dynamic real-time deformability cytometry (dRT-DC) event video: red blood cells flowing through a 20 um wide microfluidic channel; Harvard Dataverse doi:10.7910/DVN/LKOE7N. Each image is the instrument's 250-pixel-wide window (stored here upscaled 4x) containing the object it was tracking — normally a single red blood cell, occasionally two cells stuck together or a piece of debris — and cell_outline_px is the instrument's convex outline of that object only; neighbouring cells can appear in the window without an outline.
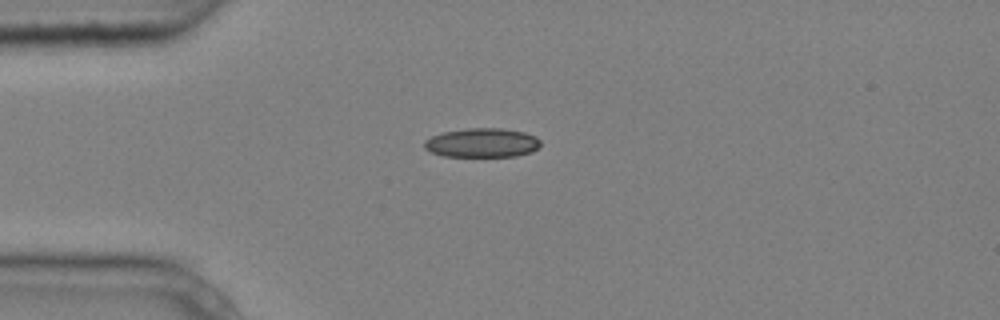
{"species": "common noctule bat (a hibernating species)", "species_latin": "Nyctalus noctula", "temperature_condition": "cold", "stored_images_in_passage": 3, "camera_frame_rate_fps": 3000, "um_per_image_px": 0.085, "animal": {"sex": "male", "body_mass_g": 20.4}, "frame": {"image": 1, "passage_image": 1, "time_ms": 0.0, "image_size_px": [1000, 320], "cell_outline_px": [[540, 144], [532, 152], [516, 156], [444, 156], [432, 152], [424, 148], [424, 140], [432, 136], [444, 132], [468, 128], [504, 128], [524, 132], [536, 136], [540, 140]], "centroid_in_image_um": [40.99, 12.13], "position_along_channel_um": 44.0, "area_um2": 19.71}}
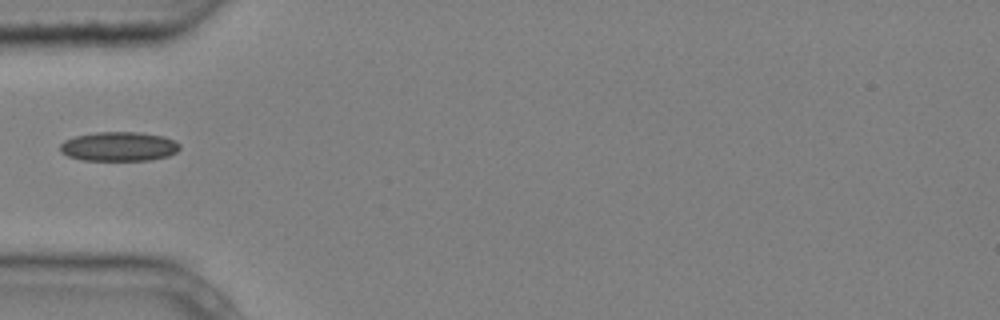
{"frame": {"image": 2, "passage_image": 2, "time_ms": 0.333, "image_size_px": [1000, 320], "cell_outline_px": [[180, 148], [176, 152], [168, 156], [152, 160], [84, 160], [68, 156], [60, 152], [60, 144], [64, 140], [76, 136], [96, 132], [140, 132], [164, 136], [180, 144]], "centroid_in_image_um": [10.11, 12.45], "position_along_channel_um": 74.9, "area_um2": 20.46}}
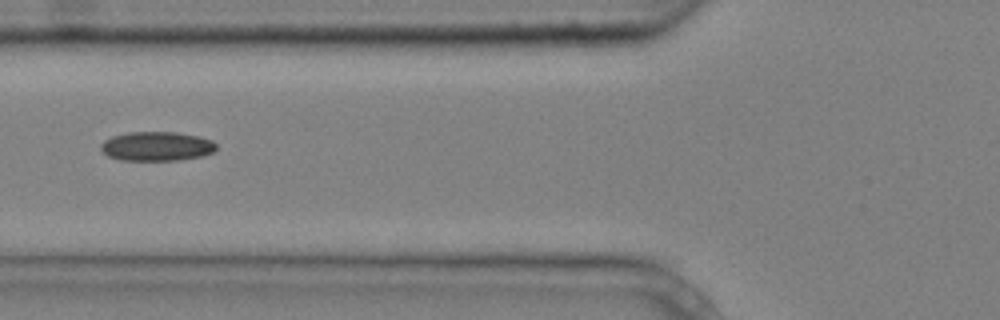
{"frame": {"image": 3, "passage_image": 3, "time_ms": 0.667, "image_size_px": [1000, 320], "cell_outline_px": [[216, 148], [212, 152], [204, 156], [180, 160], [120, 160], [108, 156], [100, 148], [100, 144], [104, 140], [112, 136], [128, 132], [176, 132], [200, 136], [212, 140], [216, 144]], "centroid_in_image_um": [13.33, 12.43], "position_along_channel_um": 112.5, "area_um2": 19.83}}